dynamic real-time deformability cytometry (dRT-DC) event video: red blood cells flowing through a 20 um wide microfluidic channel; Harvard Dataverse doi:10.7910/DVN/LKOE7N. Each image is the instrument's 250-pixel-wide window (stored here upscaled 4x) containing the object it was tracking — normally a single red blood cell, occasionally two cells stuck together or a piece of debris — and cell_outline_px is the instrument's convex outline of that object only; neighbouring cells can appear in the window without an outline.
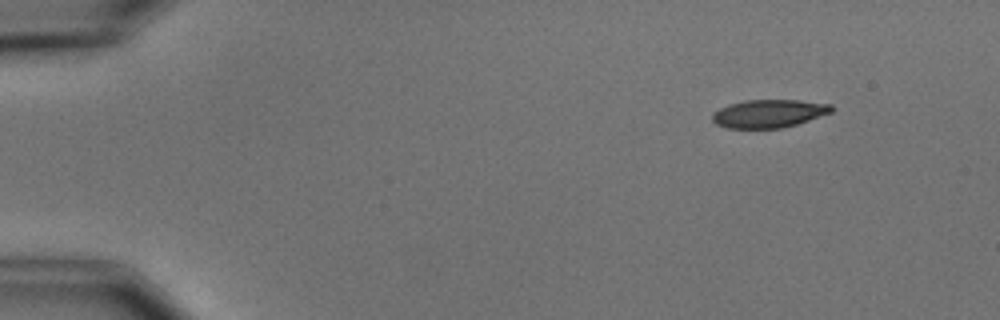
{"species": "common noctule bat (a hibernating species)", "species_latin": "Nyctalus noctula", "temperature_condition": "cold", "stored_images_in_passage": 4, "camera_frame_rate_fps": 3000, "um_per_image_px": 0.085, "animal": {"sex": "male", "body_mass_g": 15.6}, "frame": {"image": 1, "passage_image": 1, "time_ms": 0.0, "image_size_px": [1000, 320], "cell_outline_px": [[832, 112], [796, 124], [780, 128], [728, 128], [716, 124], [712, 120], [712, 112], [728, 104], [744, 100], [800, 100], [832, 104]], "centroid_in_image_um": [65.32, 9.64], "position_along_channel_um": 19.7, "area_um2": 19.48}}
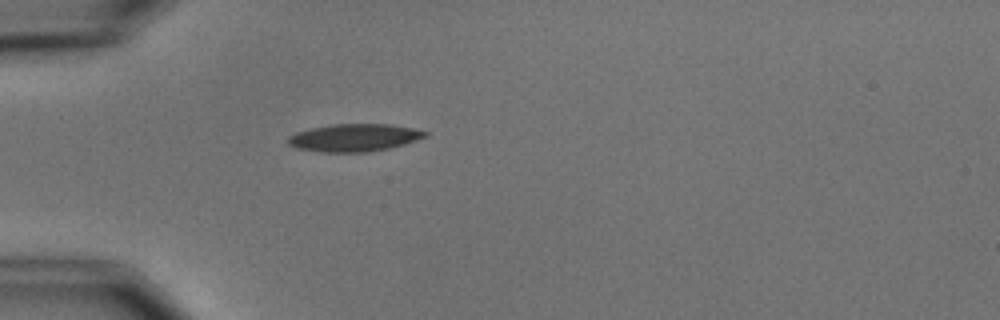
{"frame": {"image": 2, "passage_image": 4, "time_ms": 3.333, "image_size_px": [1000, 320], "cell_outline_px": [[428, 136], [404, 144], [388, 148], [368, 152], [324, 152], [296, 148], [288, 144], [288, 136], [296, 132], [312, 128], [332, 124], [388, 124], [412, 128], [428, 132]], "centroid_in_image_um": [30.1, 11.7], "position_along_channel_um": 54.9, "area_um2": 21.91}}